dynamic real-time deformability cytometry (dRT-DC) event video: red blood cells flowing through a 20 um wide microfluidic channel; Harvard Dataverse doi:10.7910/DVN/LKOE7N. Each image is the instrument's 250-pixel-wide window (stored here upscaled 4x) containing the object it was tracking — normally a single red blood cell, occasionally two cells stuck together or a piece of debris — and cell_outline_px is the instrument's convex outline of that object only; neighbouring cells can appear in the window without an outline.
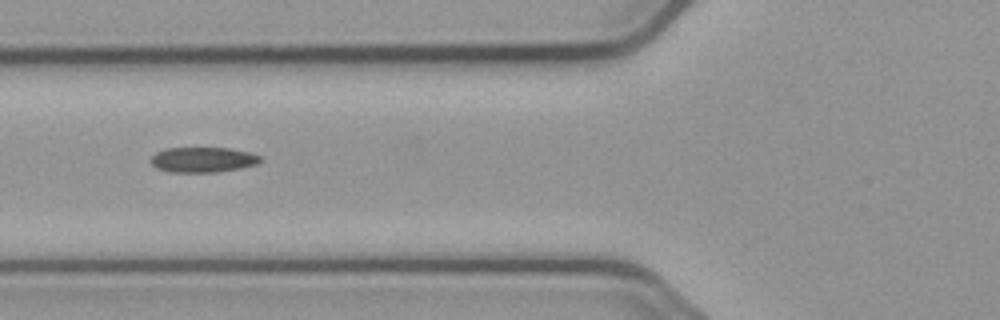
{"species": "common noctule bat (a hibernating species)", "species_latin": "Nyctalus noctula", "temperature_condition": "cold", "stored_images_in_passage": 5, "camera_frame_rate_fps": 3000, "um_per_image_px": 0.085, "animal": {"sex": "male", "body_mass_g": 23.1, "forearm_length_mm": 52.7}, "frame": {"image": 1, "passage_image": 3, "time_ms": 2.333, "image_size_px": [1000, 320], "cell_outline_px": [[264, 160], [256, 164], [240, 168], [216, 172], [172, 172], [156, 168], [148, 160], [156, 152], [164, 148], [228, 148], [248, 152], [260, 156]], "centroid_in_image_um": [17.22, 13.57], "position_along_channel_um": 108.6, "area_um2": 16.13}}
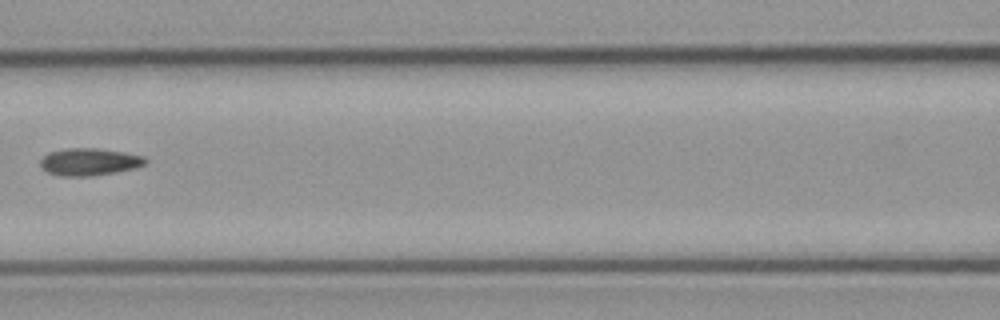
{"frame": {"image": 2, "passage_image": 4, "time_ms": 3.667, "image_size_px": [1000, 320], "cell_outline_px": [[148, 160], [144, 164], [136, 168], [116, 172], [92, 176], [60, 176], [48, 172], [40, 168], [40, 160], [48, 152], [68, 148], [96, 148], [124, 152], [144, 156]], "centroid_in_image_um": [7.58, 13.76], "position_along_channel_um": 159.0, "area_um2": 16.82}}
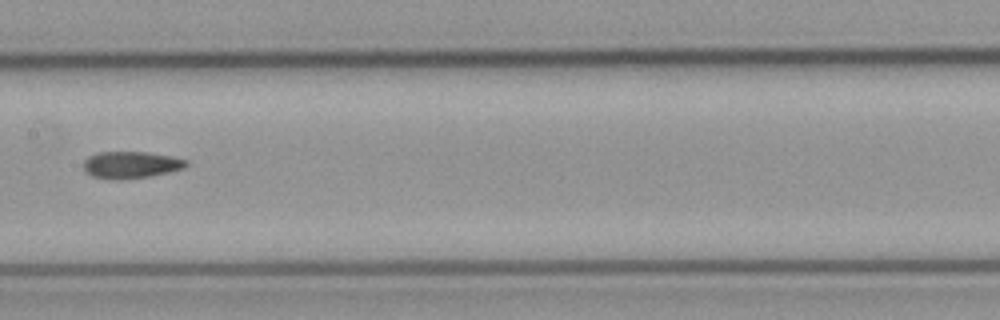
{"frame": {"image": 3, "passage_image": 5, "time_ms": 4.667, "image_size_px": [1000, 320], "cell_outline_px": [[188, 164], [184, 168], [168, 172], [148, 176], [120, 180], [108, 180], [92, 176], [84, 172], [84, 160], [88, 156], [96, 152], [144, 152], [172, 156], [188, 160]], "centroid_in_image_um": [11.09, 14.01], "position_along_channel_um": 196.3, "area_um2": 16.24}}